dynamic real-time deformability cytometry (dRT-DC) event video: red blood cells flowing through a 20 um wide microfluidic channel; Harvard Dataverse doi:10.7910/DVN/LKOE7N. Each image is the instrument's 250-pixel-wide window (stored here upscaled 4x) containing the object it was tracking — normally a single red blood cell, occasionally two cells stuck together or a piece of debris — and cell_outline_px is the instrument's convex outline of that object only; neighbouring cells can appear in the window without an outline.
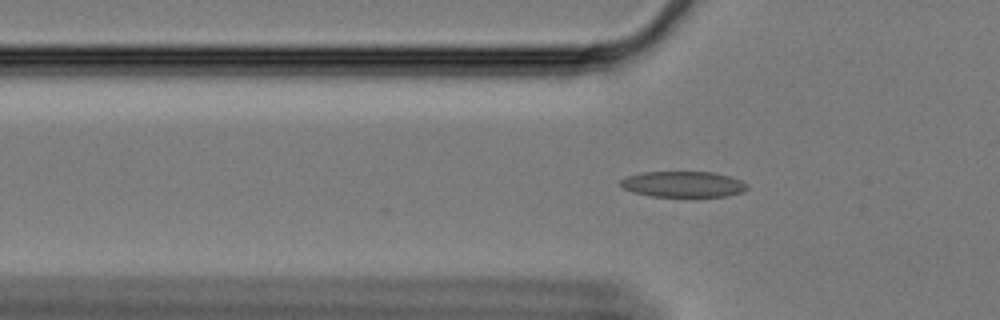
{"species": "Egyptian fruit bat (a non-hibernating species)", "species_latin": "Rousettus aegyptiacus", "temperature_condition": "cold", "stored_images_in_passage": 54, "camera_frame_rate_fps": 3000, "um_per_image_px": 0.085, "animal": {"sex": "female"}, "frame": {"image": 1, "passage_image": 16, "time_ms": 5.0, "image_size_px": [1000, 320], "cell_outline_px": [[748, 188], [744, 192], [728, 196], [648, 196], [632, 192], [624, 188], [620, 184], [620, 180], [628, 176], [644, 172], [712, 172], [732, 176], [748, 184]], "centroid_in_image_um": [58.11, 15.66], "position_along_channel_um": 67.7, "area_um2": 19.13}}
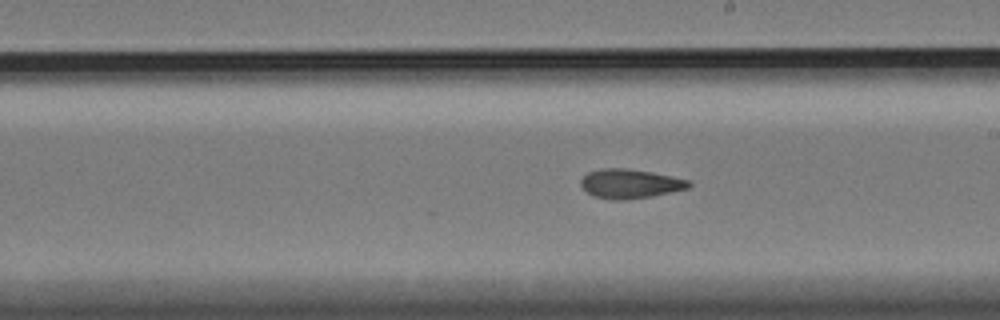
{"frame": {"image": 2, "passage_image": 31, "time_ms": 10.0, "image_size_px": [1000, 320], "cell_outline_px": [[692, 184], [688, 188], [652, 196], [624, 200], [612, 200], [596, 196], [588, 192], [580, 184], [580, 180], [588, 172], [600, 168], [628, 168], [652, 172], [672, 176], [688, 180]], "centroid_in_image_um": [53.55, 15.6], "position_along_channel_um": 235.4, "area_um2": 18.32}}
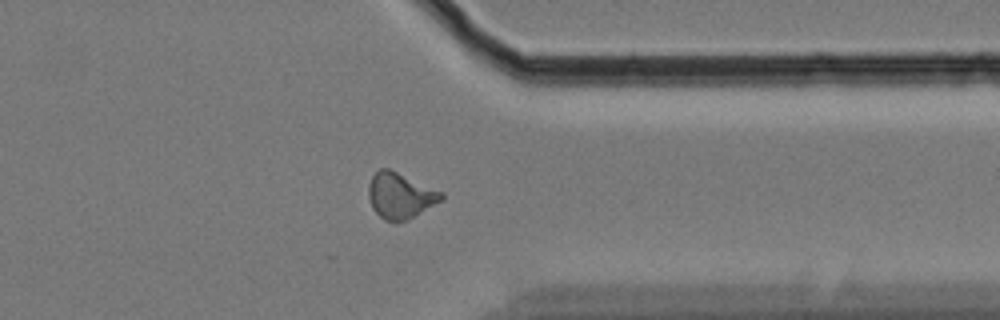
{"frame": {"image": 3, "passage_image": 44, "time_ms": 14.333, "image_size_px": [1000, 320], "cell_outline_px": [[444, 196], [440, 200], [408, 220], [396, 224], [384, 220], [372, 208], [368, 196], [368, 184], [372, 176], [380, 168], [388, 168], [444, 192]], "centroid_in_image_um": [33.99, 16.64], "position_along_channel_um": 377.4, "area_um2": 19.48}}